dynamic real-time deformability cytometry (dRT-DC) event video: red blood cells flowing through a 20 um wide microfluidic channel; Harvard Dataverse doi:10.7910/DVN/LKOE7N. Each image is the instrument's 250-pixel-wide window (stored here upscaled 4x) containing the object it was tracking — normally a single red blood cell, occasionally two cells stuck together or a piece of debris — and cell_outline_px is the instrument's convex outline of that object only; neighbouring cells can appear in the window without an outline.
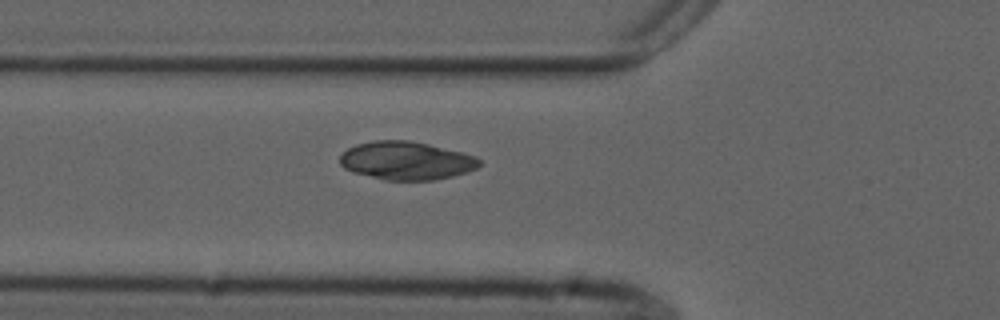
{"species": "common noctule bat (a hibernating species)", "species_latin": "Nyctalus noctula", "temperature_condition": "cold", "stored_images_in_passage": 3, "camera_frame_rate_fps": 3000, "um_per_image_px": 0.085, "animal": {"sex": "male", "forearm_length_mm": 52.5}, "frame": {"image": 1, "passage_image": 3, "time_ms": 0.667, "image_size_px": [1000, 320], "cell_outline_px": [[480, 164], [476, 168], [468, 172], [452, 176], [432, 180], [384, 180], [352, 172], [344, 168], [340, 164], [340, 156], [348, 148], [356, 144], [376, 140], [408, 140], [428, 144], [476, 156], [480, 160]], "centroid_in_image_um": [34.51, 13.66], "position_along_channel_um": 91.3, "area_um2": 30.98}}